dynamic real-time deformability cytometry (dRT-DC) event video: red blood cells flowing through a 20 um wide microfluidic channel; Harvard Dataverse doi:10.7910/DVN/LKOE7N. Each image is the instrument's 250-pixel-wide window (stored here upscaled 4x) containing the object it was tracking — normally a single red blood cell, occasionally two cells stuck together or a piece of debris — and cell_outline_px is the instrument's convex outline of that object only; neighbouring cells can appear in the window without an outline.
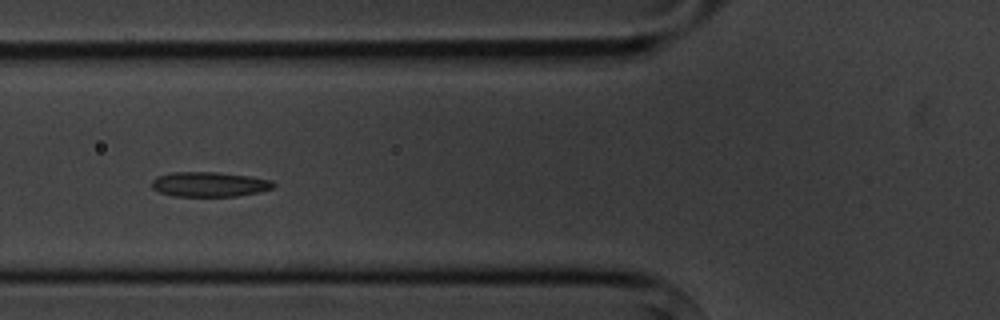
{"species": "common noctule bat (a hibernating species)", "species_latin": "Nyctalus noctula", "temperature_condition": "cold", "stored_images_in_passage": 10, "camera_frame_rate_fps": 3000, "um_per_image_px": 0.085, "animal": {"sex": "male", "body_mass_g": 20.1, "forearm_length_mm": 53.5}, "frame": {"image": 1, "passage_image": 6, "time_ms": 6.0, "image_size_px": [1000, 320], "cell_outline_px": [[276, 184], [272, 188], [260, 192], [236, 196], [172, 196], [160, 192], [152, 188], [152, 180], [156, 176], [172, 172], [220, 172], [248, 176], [272, 180]], "centroid_in_image_um": [17.79, 15.66], "position_along_channel_um": 108.0, "area_um2": 17.69}}
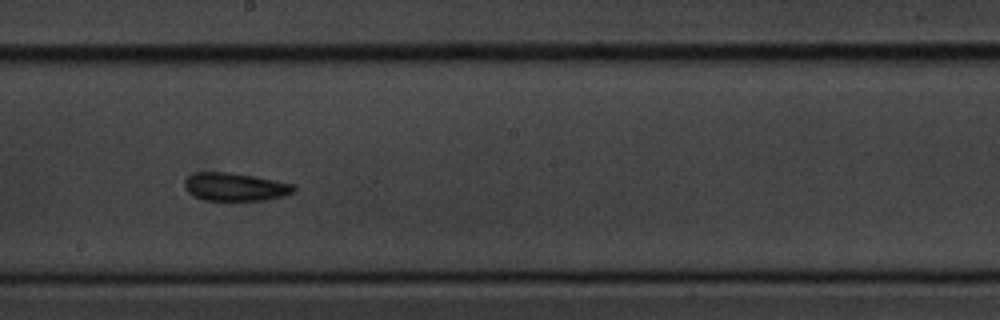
{"frame": {"image": 2, "passage_image": 9, "time_ms": 9.333, "image_size_px": [1000, 320], "cell_outline_px": [[296, 192], [284, 196], [264, 200], [204, 200], [188, 192], [184, 188], [184, 180], [188, 176], [196, 172], [228, 172], [256, 176], [296, 184]], "centroid_in_image_um": [20.03, 15.87], "position_along_channel_um": 228.2, "area_um2": 18.09}}
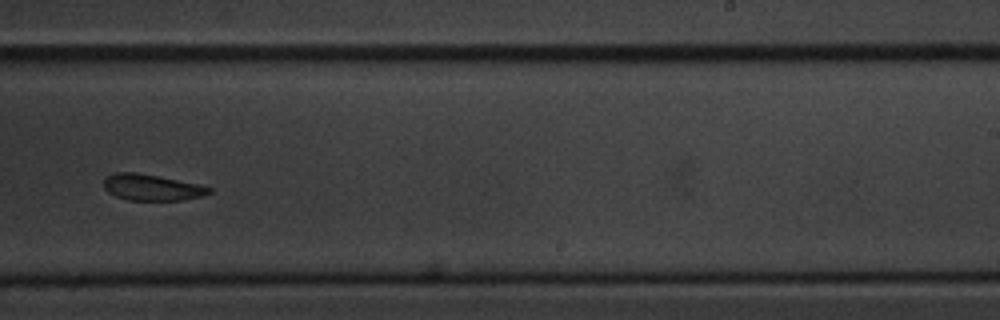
{"frame": {"image": 3, "passage_image": 10, "time_ms": 10.667, "image_size_px": [1000, 320], "cell_outline_px": [[212, 192], [200, 196], [180, 200], [128, 200], [116, 196], [108, 192], [104, 188], [104, 180], [108, 176], [116, 172], [136, 172], [200, 184], [212, 188]], "centroid_in_image_um": [12.9, 15.93], "position_along_channel_um": 276.1, "area_um2": 15.95}}